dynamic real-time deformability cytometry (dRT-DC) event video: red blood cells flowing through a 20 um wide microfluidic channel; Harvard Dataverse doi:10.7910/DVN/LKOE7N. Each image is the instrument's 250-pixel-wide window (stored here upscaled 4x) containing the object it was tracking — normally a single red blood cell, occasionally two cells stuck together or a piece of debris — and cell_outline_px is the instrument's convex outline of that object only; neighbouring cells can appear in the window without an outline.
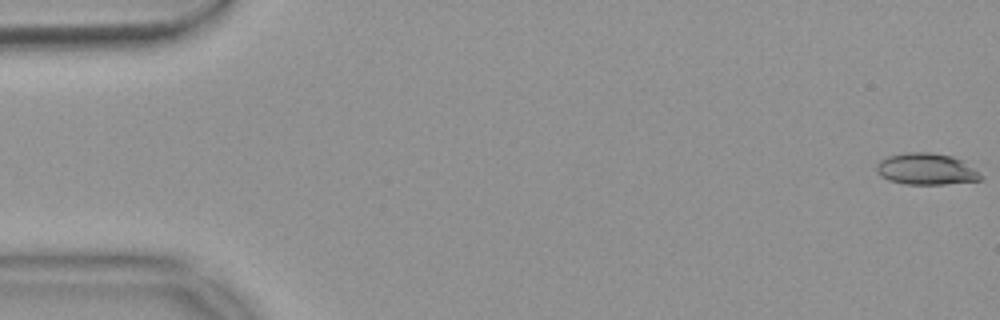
{"species": "common noctule bat (a hibernating species)", "species_latin": "Nyctalus noctula", "temperature_condition": "warm", "stored_images_in_passage": 14, "camera_frame_rate_fps": 3000, "um_per_image_px": 0.085, "animal": {"sex": "female", "body_mass_g": 18.4}, "frame": {"image": 1, "passage_image": 1, "time_ms": 0.0, "image_size_px": [1000, 320], "cell_outline_px": [[984, 176], [980, 180], [944, 184], [904, 184], [888, 180], [880, 176], [876, 172], [876, 164], [880, 160], [888, 156], [904, 152], [932, 152], [952, 156], [960, 160]], "centroid_in_image_um": [78.67, 14.37], "position_along_channel_um": 6.3, "area_um2": 19.13}}